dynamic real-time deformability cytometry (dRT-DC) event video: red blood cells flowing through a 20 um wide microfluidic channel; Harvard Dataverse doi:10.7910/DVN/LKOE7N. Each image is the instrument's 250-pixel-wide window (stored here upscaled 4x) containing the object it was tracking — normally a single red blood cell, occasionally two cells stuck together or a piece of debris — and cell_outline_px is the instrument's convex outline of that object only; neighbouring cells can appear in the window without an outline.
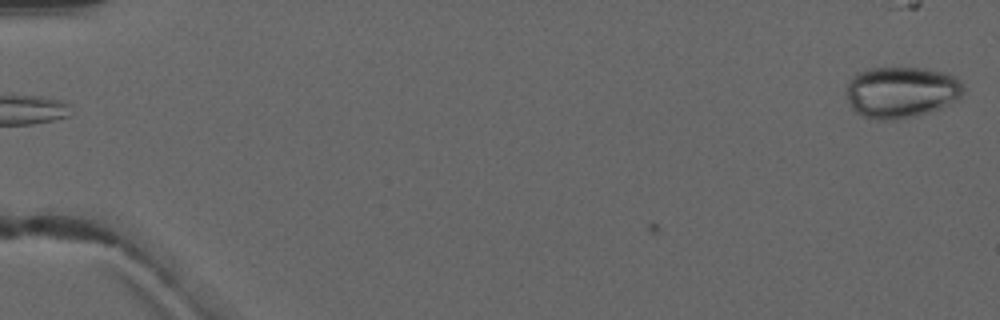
{"species": "common noctule bat (a hibernating species)", "species_latin": "Nyctalus noctula", "temperature_condition": "warm", "stored_images_in_passage": 5, "camera_frame_rate_fps": 3000, "um_per_image_px": 0.085, "animal": {"sex": "male", "forearm_length_mm": 52.5}, "frame": {"image": 1, "passage_image": 5, "time_ms": 5.667, "image_size_px": [1000, 320], "cell_outline_px": [[964, 92], [960, 100], [940, 108], [916, 116], [896, 120], [876, 120], [860, 116], [852, 108], [848, 100], [848, 84], [852, 76], [856, 72], [868, 68], [924, 68], [944, 72], [956, 76], [964, 84]], "centroid_in_image_um": [76.65, 7.84], "position_along_channel_um": 8.4, "area_um2": 35.55}}